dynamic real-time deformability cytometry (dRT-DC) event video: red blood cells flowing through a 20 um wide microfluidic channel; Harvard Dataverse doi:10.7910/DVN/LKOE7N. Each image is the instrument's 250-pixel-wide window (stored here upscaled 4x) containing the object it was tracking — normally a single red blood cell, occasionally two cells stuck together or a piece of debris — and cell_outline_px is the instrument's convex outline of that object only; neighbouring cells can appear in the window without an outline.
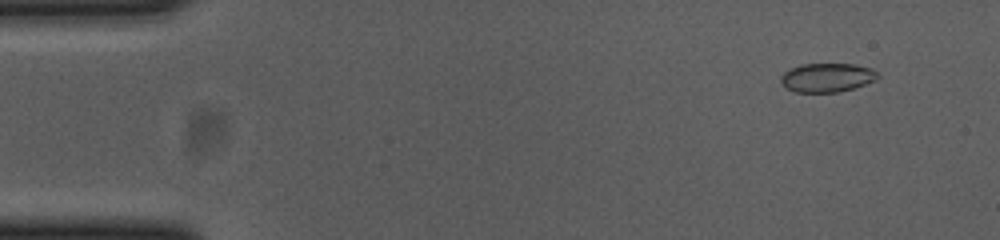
{"species": "common noctule bat (a hibernating species)", "species_latin": "Nyctalus noctula", "temperature_condition": "cold", "stored_images_in_passage": 50, "camera_frame_rate_fps": 3000, "um_per_image_px": 0.085, "animal": {"sex": "female", "body_mass_g": 23.0, "forearm_length_mm": 53.4}, "frame": {"image": 1, "passage_image": 2, "time_ms": 0.333, "image_size_px": [1000, 240], "cell_outline_px": [[880, 76], [876, 80], [840, 92], [796, 92], [788, 88], [780, 80], [780, 76], [784, 72], [800, 64], [852, 64], [872, 68], [880, 72]], "centroid_in_image_um": [70.34, 6.58], "position_along_channel_um": 14.7, "area_um2": 16.3}}
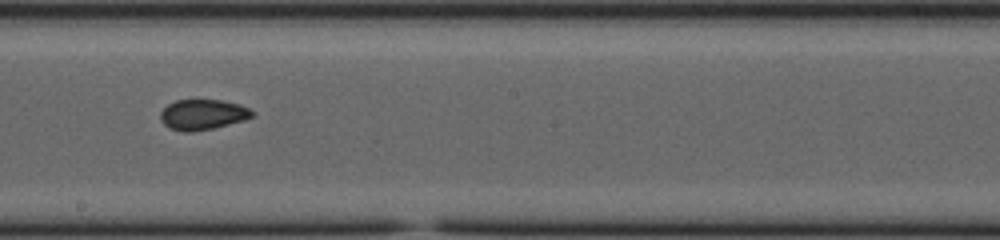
{"frame": {"image": 2, "passage_image": 28, "time_ms": 9.0, "image_size_px": [1000, 240], "cell_outline_px": [[256, 112], [252, 116], [244, 120], [212, 128], [192, 132], [184, 132], [168, 128], [160, 120], [160, 112], [168, 104], [176, 100], [220, 100], [240, 104]], "centroid_in_image_um": [17.21, 9.74], "position_along_channel_um": 231.0, "area_um2": 16.24}}
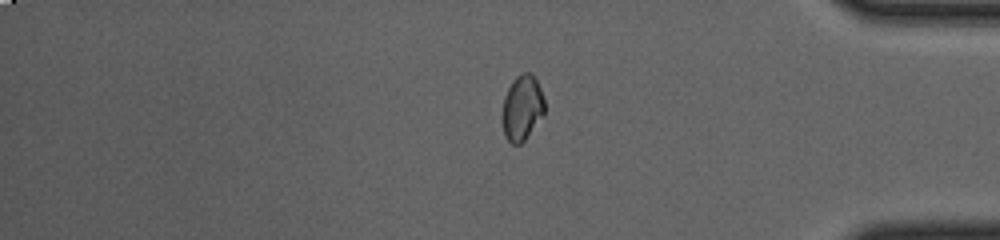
{"frame": {"image": 3, "passage_image": 43, "time_ms": 14.0, "image_size_px": [1000, 240], "cell_outline_px": [[544, 116], [524, 140], [520, 144], [512, 144], [504, 136], [504, 96], [512, 80], [516, 76], [524, 72], [532, 72], [540, 88], [544, 100]], "centroid_in_image_um": [44.41, 9.15], "position_along_channel_um": 390.8, "area_um2": 15.9}, "authors_computed_cell_mechanics": {"area_um2": 16.3285, "velocity_mm_per_s": 3.7049, "shape_relaxation_time_tau1_ms": null, "shape_relaxation_time_tau2_ms": 1.9931, "deformation_change_tau1": null, "deformation_change_tau2": 0.0322}}